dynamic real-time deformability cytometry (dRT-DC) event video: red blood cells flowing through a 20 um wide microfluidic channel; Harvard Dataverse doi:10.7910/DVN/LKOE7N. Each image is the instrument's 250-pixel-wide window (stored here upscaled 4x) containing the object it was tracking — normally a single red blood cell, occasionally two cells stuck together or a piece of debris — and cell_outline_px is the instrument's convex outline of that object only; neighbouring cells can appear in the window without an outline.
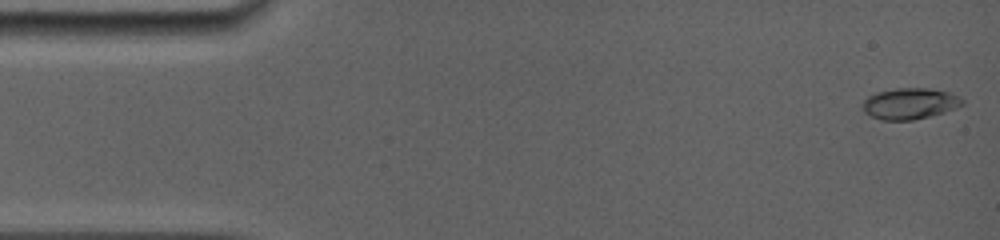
{"species": "common noctule bat (a hibernating species)", "species_latin": "Nyctalus noctula", "temperature_condition": "room temperature", "stored_images_in_passage": 6, "camera_frame_rate_fps": 5000, "um_per_image_px": 0.085, "animal": {"sex": "female", "body_mass_g": 19.0, "forearm_length_mm": 56.7}, "frame": {"image": 1, "passage_image": 1, "time_ms": 0.0, "image_size_px": [1000, 240], "cell_outline_px": [[964, 104], [944, 112], [912, 120], [880, 120], [864, 112], [860, 104], [868, 96], [876, 92], [896, 88], [928, 88], [948, 92], [960, 96], [964, 100]], "centroid_in_image_um": [77.3, 8.8], "position_along_channel_um": 7.7, "area_um2": 18.15}}